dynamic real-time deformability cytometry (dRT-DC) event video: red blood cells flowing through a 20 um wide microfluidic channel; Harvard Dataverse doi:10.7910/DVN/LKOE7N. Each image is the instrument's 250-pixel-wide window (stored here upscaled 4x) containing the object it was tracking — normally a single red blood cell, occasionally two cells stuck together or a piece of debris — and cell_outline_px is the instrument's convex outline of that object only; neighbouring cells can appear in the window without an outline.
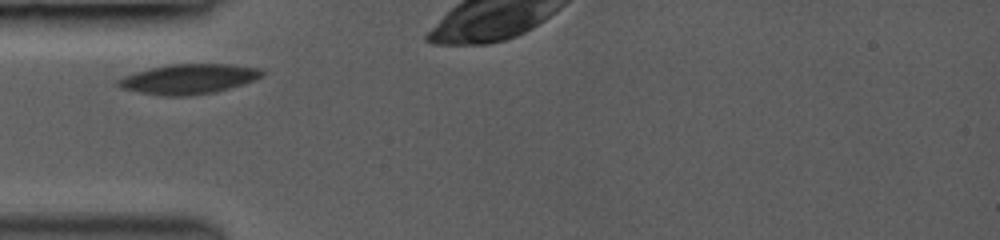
{"species": "common noctule bat (a hibernating species)", "species_latin": "Nyctalus noctula", "temperature_condition": "room temperature", "stored_images_in_passage": 4, "camera_frame_rate_fps": 3000, "um_per_image_px": 0.085, "animal": {"sex": "female", "body_mass_g": 19.0, "forearm_length_mm": 53.3}, "frame": {"image": 1, "passage_image": 1, "time_ms": 0.0, "image_size_px": [1000, 240], "cell_outline_px": [[264, 76], [244, 84], [216, 92], [192, 96], [164, 96], [140, 92], [120, 88], [116, 84], [116, 80], [124, 76], [136, 72], [168, 64], [232, 64], [260, 68], [264, 72]], "centroid_in_image_um": [16.07, 6.72], "position_along_channel_um": 68.9, "area_um2": 25.26}}
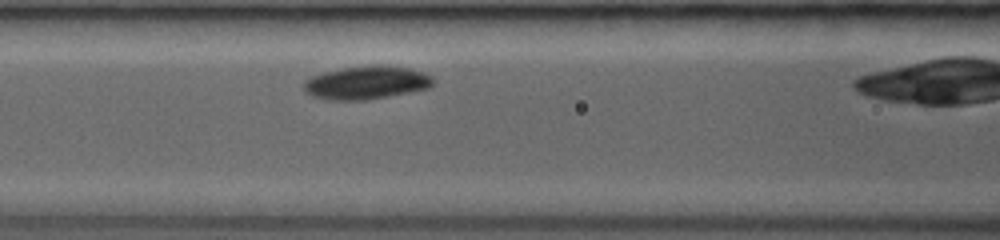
{"frame": {"image": 2, "passage_image": 3, "time_ms": 1.667, "image_size_px": [1000, 240], "cell_outline_px": [[436, 84], [428, 88], [368, 100], [324, 100], [312, 96], [304, 92], [304, 80], [308, 76], [324, 72], [344, 68], [372, 64], [384, 64], [408, 68], [424, 72], [432, 76], [436, 80]], "centroid_in_image_um": [31.14, 7.02], "position_along_channel_um": 135.5, "area_um2": 25.55}}